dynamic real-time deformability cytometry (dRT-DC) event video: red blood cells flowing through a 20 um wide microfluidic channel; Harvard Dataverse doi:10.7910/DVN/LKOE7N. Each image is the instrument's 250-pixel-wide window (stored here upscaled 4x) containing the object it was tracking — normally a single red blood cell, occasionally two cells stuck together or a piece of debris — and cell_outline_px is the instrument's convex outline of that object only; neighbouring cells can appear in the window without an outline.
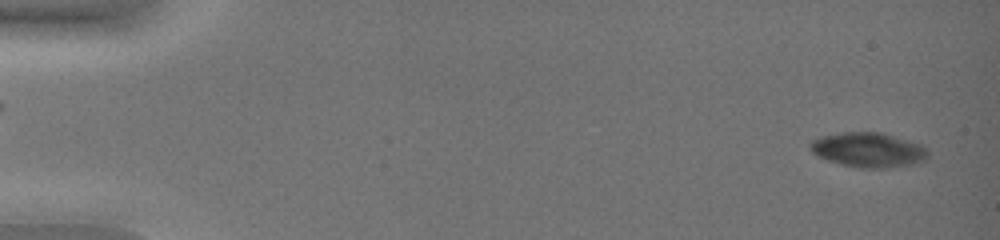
{"species": "common noctule bat (a hibernating species)", "species_latin": "Nyctalus noctula", "temperature_condition": "warm", "stored_images_in_passage": 48, "camera_frame_rate_fps": 3000, "um_per_image_px": 0.085, "animal": {"sex": "female", "body_mass_g": 19.0, "forearm_length_mm": 51.5}, "frame": {"image": 1, "passage_image": 2, "time_ms": 0.333, "image_size_px": [1000, 240], "cell_outline_px": [[928, 156], [924, 160], [912, 164], [884, 168], [860, 168], [840, 164], [816, 156], [808, 148], [808, 144], [812, 140], [820, 136], [840, 132], [884, 132], [920, 144], [928, 152]], "centroid_in_image_um": [73.75, 12.73], "position_along_channel_um": 11.2, "area_um2": 23.99}}
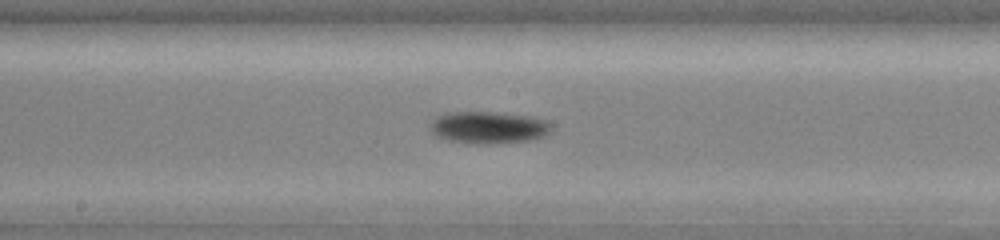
{"frame": {"image": 2, "passage_image": 28, "time_ms": 9.0, "image_size_px": [1000, 240], "cell_outline_px": [[552, 132], [544, 136], [528, 140], [488, 144], [476, 144], [448, 140], [436, 136], [432, 132], [428, 124], [436, 116], [444, 112], [496, 112], [532, 116], [548, 120], [552, 124]], "centroid_in_image_um": [41.53, 10.82], "position_along_channel_um": 206.7, "area_um2": 23.06}}
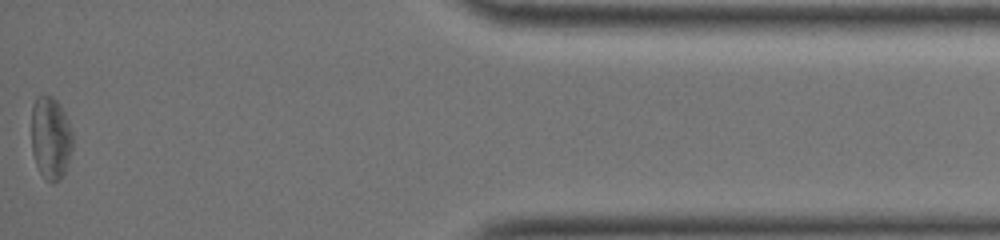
{"frame": {"image": 3, "passage_image": 48, "time_ms": 15.667, "image_size_px": [1000, 240], "cell_outline_px": [[72, 148], [68, 164], [60, 180], [52, 184], [40, 172], [36, 164], [32, 152], [32, 104], [36, 96], [52, 96], [60, 104], [68, 120], [72, 132]], "centroid_in_image_um": [4.31, 11.72], "position_along_channel_um": 430.9, "area_um2": 19.94}, "authors_computed_cell_mechanics": {"area_um2": 23.409, "velocity_mm_per_s": 4.0623, "shape_relaxation_time_tau1_ms": 0.6348, "shape_relaxation_time_tau2_ms": null, "deformation_change_tau1": 0.0611, "deformation_change_tau2": null}}